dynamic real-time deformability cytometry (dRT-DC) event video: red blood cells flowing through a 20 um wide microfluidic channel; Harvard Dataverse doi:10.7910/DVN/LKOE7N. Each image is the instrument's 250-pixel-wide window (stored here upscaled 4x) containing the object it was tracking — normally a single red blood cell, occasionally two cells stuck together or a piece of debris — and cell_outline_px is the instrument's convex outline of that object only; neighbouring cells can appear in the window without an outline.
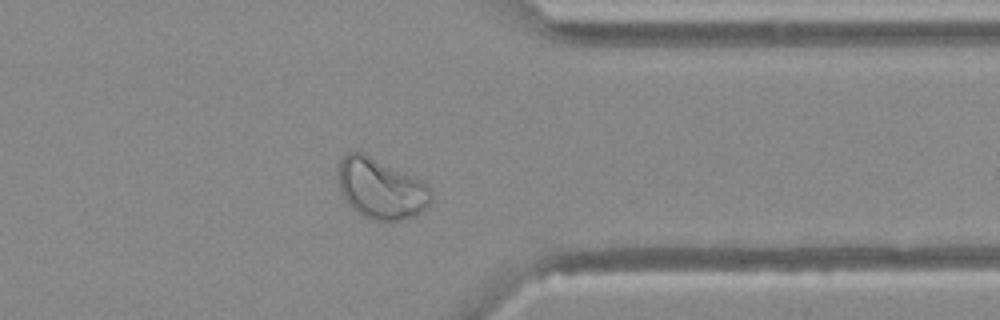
{"species": "Egyptian fruit bat (a non-hibernating species)", "species_latin": "Rousettus aegyptiacus", "temperature_condition": "warm", "stored_images_in_passage": 46, "camera_frame_rate_fps": 3000, "um_per_image_px": 0.085, "animal": {"sex": "female"}, "frame": {"image": 1, "passage_image": 36, "time_ms": 11.667, "image_size_px": [1000, 320], "cell_outline_px": [[432, 200], [420, 212], [412, 216], [400, 220], [376, 220], [364, 216], [348, 204], [340, 192], [340, 160], [348, 152], [360, 152], [420, 180], [432, 192]], "centroid_in_image_um": [32.37, 16.05], "position_along_channel_um": 379.0, "area_um2": 31.62}}
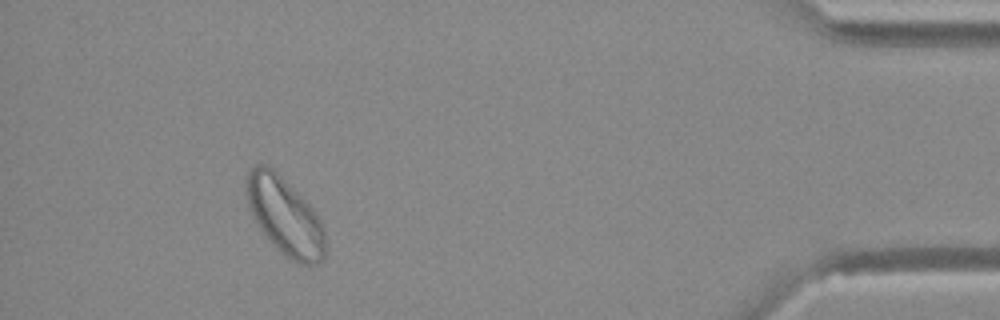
{"frame": {"image": 2, "passage_image": 42, "time_ms": 13.667, "image_size_px": [1000, 320], "cell_outline_px": [[328, 252], [320, 264], [300, 264], [284, 256], [276, 248], [260, 228], [248, 204], [244, 192], [244, 184], [248, 172], [256, 164], [268, 164], [316, 212], [324, 228]], "centroid_in_image_um": [24.23, 18.41], "position_along_channel_um": 411.0, "area_um2": 35.72}}